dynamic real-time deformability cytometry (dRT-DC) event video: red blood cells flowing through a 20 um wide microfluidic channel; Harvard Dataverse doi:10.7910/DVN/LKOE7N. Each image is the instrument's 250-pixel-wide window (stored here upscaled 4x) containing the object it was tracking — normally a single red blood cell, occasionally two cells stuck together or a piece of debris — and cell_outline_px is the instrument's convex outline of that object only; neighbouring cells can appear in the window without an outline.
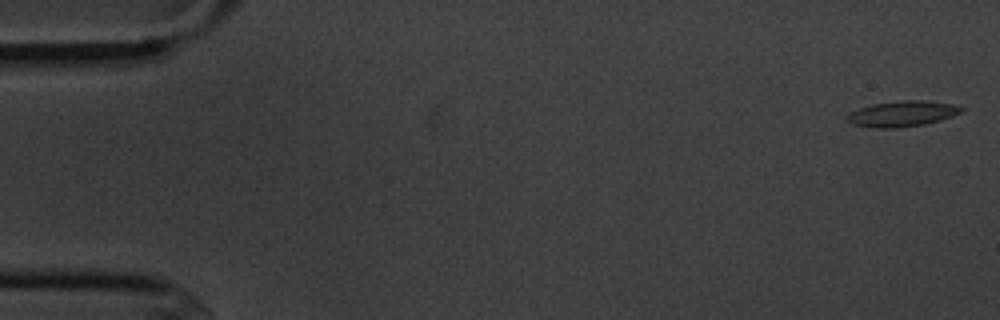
{"species": "common noctule bat (a hibernating species)", "species_latin": "Nyctalus noctula", "temperature_condition": "cold", "stored_images_in_passage": 5, "camera_frame_rate_fps": 3000, "um_per_image_px": 0.085, "animal": {"sex": "male", "body_mass_g": 20.1, "forearm_length_mm": 53.5}, "frame": {"image": 1, "passage_image": 1, "time_ms": 0.0, "image_size_px": [1000, 320], "cell_outline_px": [[964, 108], [960, 112], [952, 116], [940, 120], [924, 124], [896, 128], [876, 128], [852, 124], [844, 120], [848, 112], [872, 104], [904, 100], [924, 100], [952, 104]], "centroid_in_image_um": [76.63, 9.67], "position_along_channel_um": 8.4, "area_um2": 17.05}}
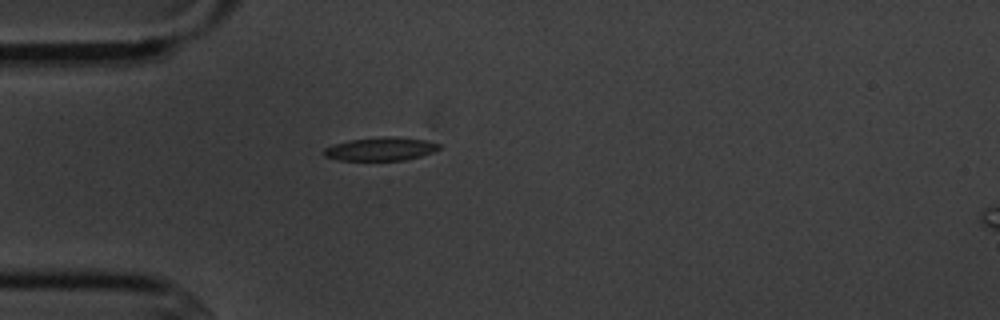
{"frame": {"image": 2, "passage_image": 5, "time_ms": 4.667, "image_size_px": [1000, 320], "cell_outline_px": [[444, 148], [420, 156], [404, 160], [336, 160], [324, 156], [320, 152], [324, 148], [332, 144], [348, 140], [384, 136], [392, 136], [424, 140], [440, 144]], "centroid_in_image_um": [32.31, 12.66], "position_along_channel_um": 52.7, "area_um2": 15.9}}